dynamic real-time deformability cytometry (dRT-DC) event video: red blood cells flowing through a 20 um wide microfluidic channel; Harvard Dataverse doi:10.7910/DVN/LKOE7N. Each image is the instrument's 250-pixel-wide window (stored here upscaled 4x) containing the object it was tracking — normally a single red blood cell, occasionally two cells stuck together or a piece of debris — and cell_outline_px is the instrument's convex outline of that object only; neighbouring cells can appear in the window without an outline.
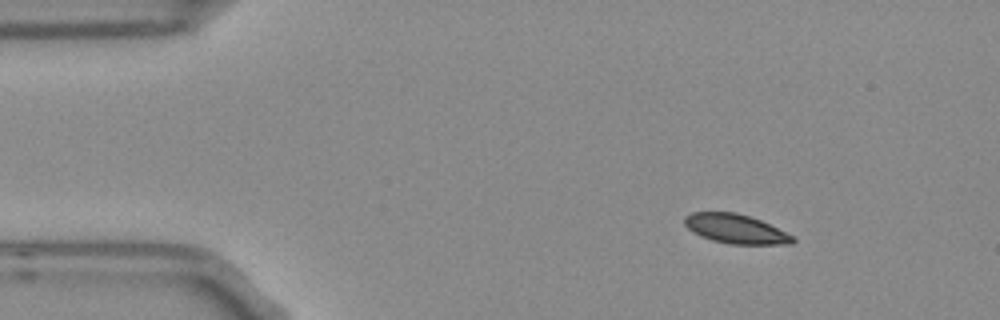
{"species": "Egyptian fruit bat (a non-hibernating species)", "species_latin": "Rousettus aegyptiacus", "temperature_condition": "room temperature", "stored_images_in_passage": 48, "camera_frame_rate_fps": 3000, "um_per_image_px": 0.085, "frame": {"image": 1, "passage_image": 1, "time_ms": 0.0, "image_size_px": [1000, 320], "cell_outline_px": [[796, 240], [792, 244], [728, 244], [712, 240], [692, 232], [684, 224], [684, 216], [692, 212], [736, 212], [760, 220], [792, 236]], "centroid_in_image_um": [62.48, 19.45], "position_along_channel_um": 22.5, "area_um2": 18.26}}
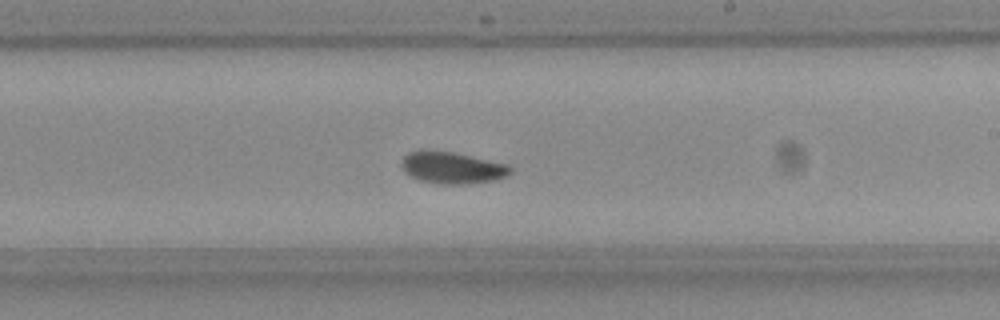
{"frame": {"image": 2, "passage_image": 25, "time_ms": 8.0, "image_size_px": [1000, 320], "cell_outline_px": [[512, 172], [508, 176], [496, 180], [464, 184], [440, 184], [420, 180], [404, 172], [400, 164], [404, 156], [408, 152], [452, 152], [508, 164], [512, 168]], "centroid_in_image_um": [38.48, 14.28], "position_along_channel_um": 250.5, "area_um2": 19.83}}
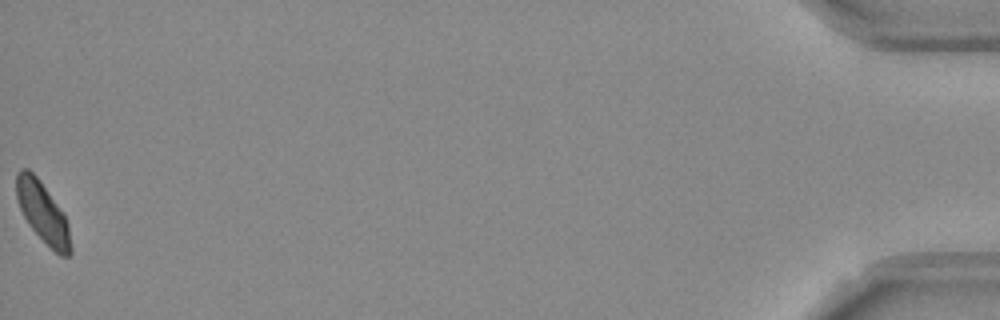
{"frame": {"image": 3, "passage_image": 48, "time_ms": 15.667, "image_size_px": [1000, 320], "cell_outline_px": [[72, 252], [68, 256], [60, 256], [28, 224], [16, 200], [16, 172], [20, 168], [28, 168], [36, 176], [56, 204], [64, 216], [68, 224], [72, 248]], "centroid_in_image_um": [3.61, 18.05], "position_along_channel_um": 431.6, "area_um2": 18.67}, "authors_computed_cell_mechanics": {"area_um2": 19.5653, "velocity_mm_per_s": 3.733, "shape_relaxation_time_tau1_ms": 2.6156, "shape_relaxation_time_tau2_ms": 4.6091, "deformation_change_tau1": 0.0819, "deformation_change_tau2": 0.0527}}